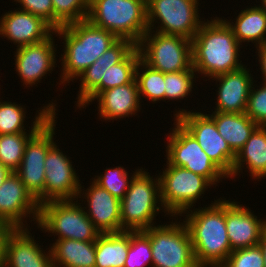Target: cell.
<instances>
[{
    "label": "cell",
    "mask_w": 266,
    "mask_h": 267,
    "mask_svg": "<svg viewBox=\"0 0 266 267\" xmlns=\"http://www.w3.org/2000/svg\"><path fill=\"white\" fill-rule=\"evenodd\" d=\"M54 33L42 18L23 10H10L0 19V36L17 47L41 42Z\"/></svg>",
    "instance_id": "d6986e66"
},
{
    "label": "cell",
    "mask_w": 266,
    "mask_h": 267,
    "mask_svg": "<svg viewBox=\"0 0 266 267\" xmlns=\"http://www.w3.org/2000/svg\"><path fill=\"white\" fill-rule=\"evenodd\" d=\"M56 104H46L35 115L31 130L28 133H12L0 135V162L11 172H15L22 161L24 148L29 138L54 114Z\"/></svg>",
    "instance_id": "cb8c5ba5"
},
{
    "label": "cell",
    "mask_w": 266,
    "mask_h": 267,
    "mask_svg": "<svg viewBox=\"0 0 266 267\" xmlns=\"http://www.w3.org/2000/svg\"><path fill=\"white\" fill-rule=\"evenodd\" d=\"M49 247L54 267H95V242L62 239Z\"/></svg>",
    "instance_id": "4316f807"
},
{
    "label": "cell",
    "mask_w": 266,
    "mask_h": 267,
    "mask_svg": "<svg viewBox=\"0 0 266 267\" xmlns=\"http://www.w3.org/2000/svg\"><path fill=\"white\" fill-rule=\"evenodd\" d=\"M91 183L87 190H81V185L77 197V200L81 196L87 199V207H84L87 217L100 233L121 232L120 200L94 181Z\"/></svg>",
    "instance_id": "ffe728a7"
},
{
    "label": "cell",
    "mask_w": 266,
    "mask_h": 267,
    "mask_svg": "<svg viewBox=\"0 0 266 267\" xmlns=\"http://www.w3.org/2000/svg\"><path fill=\"white\" fill-rule=\"evenodd\" d=\"M143 231L150 238L152 267H198L184 222L154 224Z\"/></svg>",
    "instance_id": "9c48e42d"
},
{
    "label": "cell",
    "mask_w": 266,
    "mask_h": 267,
    "mask_svg": "<svg viewBox=\"0 0 266 267\" xmlns=\"http://www.w3.org/2000/svg\"><path fill=\"white\" fill-rule=\"evenodd\" d=\"M221 267H265L259 245L233 250Z\"/></svg>",
    "instance_id": "8d00e7d4"
},
{
    "label": "cell",
    "mask_w": 266,
    "mask_h": 267,
    "mask_svg": "<svg viewBox=\"0 0 266 267\" xmlns=\"http://www.w3.org/2000/svg\"><path fill=\"white\" fill-rule=\"evenodd\" d=\"M244 164L254 180L266 177V126H258L238 151L229 178L239 175Z\"/></svg>",
    "instance_id": "d4e9b609"
},
{
    "label": "cell",
    "mask_w": 266,
    "mask_h": 267,
    "mask_svg": "<svg viewBox=\"0 0 266 267\" xmlns=\"http://www.w3.org/2000/svg\"><path fill=\"white\" fill-rule=\"evenodd\" d=\"M27 228H17L7 239L4 267H54L50 248L46 253Z\"/></svg>",
    "instance_id": "7402d4cb"
},
{
    "label": "cell",
    "mask_w": 266,
    "mask_h": 267,
    "mask_svg": "<svg viewBox=\"0 0 266 267\" xmlns=\"http://www.w3.org/2000/svg\"><path fill=\"white\" fill-rule=\"evenodd\" d=\"M174 121V128L167 138L166 162L199 174L213 185L222 178H229L203 151L195 137L176 119Z\"/></svg>",
    "instance_id": "8fae6325"
},
{
    "label": "cell",
    "mask_w": 266,
    "mask_h": 267,
    "mask_svg": "<svg viewBox=\"0 0 266 267\" xmlns=\"http://www.w3.org/2000/svg\"><path fill=\"white\" fill-rule=\"evenodd\" d=\"M198 1L146 0L148 30L156 29V32L192 40L204 22L198 13ZM156 22L160 23L157 28Z\"/></svg>",
    "instance_id": "30bf717a"
},
{
    "label": "cell",
    "mask_w": 266,
    "mask_h": 267,
    "mask_svg": "<svg viewBox=\"0 0 266 267\" xmlns=\"http://www.w3.org/2000/svg\"><path fill=\"white\" fill-rule=\"evenodd\" d=\"M139 170V168L135 170L130 177L127 170L122 166L106 168L104 175L95 176L92 180L100 187L106 189L111 195L121 200L126 194L133 176Z\"/></svg>",
    "instance_id": "d6a6232c"
},
{
    "label": "cell",
    "mask_w": 266,
    "mask_h": 267,
    "mask_svg": "<svg viewBox=\"0 0 266 267\" xmlns=\"http://www.w3.org/2000/svg\"><path fill=\"white\" fill-rule=\"evenodd\" d=\"M133 42L118 39L110 48L89 66L79 77L81 83L77 97L78 108L87 107L102 92V78L109 67L122 62L135 48Z\"/></svg>",
    "instance_id": "2e32d148"
},
{
    "label": "cell",
    "mask_w": 266,
    "mask_h": 267,
    "mask_svg": "<svg viewBox=\"0 0 266 267\" xmlns=\"http://www.w3.org/2000/svg\"><path fill=\"white\" fill-rule=\"evenodd\" d=\"M90 0H52L54 30L87 19Z\"/></svg>",
    "instance_id": "1f68e13d"
},
{
    "label": "cell",
    "mask_w": 266,
    "mask_h": 267,
    "mask_svg": "<svg viewBox=\"0 0 266 267\" xmlns=\"http://www.w3.org/2000/svg\"><path fill=\"white\" fill-rule=\"evenodd\" d=\"M236 21L230 22L223 19L232 29L237 41L255 43V47L263 45L266 42V12L259 6L255 5L241 10Z\"/></svg>",
    "instance_id": "83f0119b"
},
{
    "label": "cell",
    "mask_w": 266,
    "mask_h": 267,
    "mask_svg": "<svg viewBox=\"0 0 266 267\" xmlns=\"http://www.w3.org/2000/svg\"><path fill=\"white\" fill-rule=\"evenodd\" d=\"M40 204L26 189L19 176L11 172L0 185V222L15 229L26 228V217L38 221ZM32 215V216H31ZM25 219V221H24ZM26 226V227H25Z\"/></svg>",
    "instance_id": "9a60e30c"
},
{
    "label": "cell",
    "mask_w": 266,
    "mask_h": 267,
    "mask_svg": "<svg viewBox=\"0 0 266 267\" xmlns=\"http://www.w3.org/2000/svg\"><path fill=\"white\" fill-rule=\"evenodd\" d=\"M215 122L218 133L226 140L231 150L237 154L245 145L258 125L246 113L208 114Z\"/></svg>",
    "instance_id": "484cf974"
},
{
    "label": "cell",
    "mask_w": 266,
    "mask_h": 267,
    "mask_svg": "<svg viewBox=\"0 0 266 267\" xmlns=\"http://www.w3.org/2000/svg\"><path fill=\"white\" fill-rule=\"evenodd\" d=\"M256 51L255 53L257 54V58H258V62L261 65L260 66V71L262 72V83L265 82L266 83V42L263 45L257 46L256 47Z\"/></svg>",
    "instance_id": "60d3db41"
},
{
    "label": "cell",
    "mask_w": 266,
    "mask_h": 267,
    "mask_svg": "<svg viewBox=\"0 0 266 267\" xmlns=\"http://www.w3.org/2000/svg\"><path fill=\"white\" fill-rule=\"evenodd\" d=\"M20 105L11 101H0V135L27 133L24 129L26 108Z\"/></svg>",
    "instance_id": "d590c367"
},
{
    "label": "cell",
    "mask_w": 266,
    "mask_h": 267,
    "mask_svg": "<svg viewBox=\"0 0 266 267\" xmlns=\"http://www.w3.org/2000/svg\"><path fill=\"white\" fill-rule=\"evenodd\" d=\"M130 231L101 233L95 241V267H124Z\"/></svg>",
    "instance_id": "f1b7e54d"
},
{
    "label": "cell",
    "mask_w": 266,
    "mask_h": 267,
    "mask_svg": "<svg viewBox=\"0 0 266 267\" xmlns=\"http://www.w3.org/2000/svg\"><path fill=\"white\" fill-rule=\"evenodd\" d=\"M53 35L45 40L31 45L18 47L15 52V71L24 85L30 87L38 84L56 67V45Z\"/></svg>",
    "instance_id": "e0dca14e"
},
{
    "label": "cell",
    "mask_w": 266,
    "mask_h": 267,
    "mask_svg": "<svg viewBox=\"0 0 266 267\" xmlns=\"http://www.w3.org/2000/svg\"><path fill=\"white\" fill-rule=\"evenodd\" d=\"M261 4L262 5L260 7L266 12V0H262Z\"/></svg>",
    "instance_id": "ee69618b"
},
{
    "label": "cell",
    "mask_w": 266,
    "mask_h": 267,
    "mask_svg": "<svg viewBox=\"0 0 266 267\" xmlns=\"http://www.w3.org/2000/svg\"><path fill=\"white\" fill-rule=\"evenodd\" d=\"M56 113H54L28 140L24 155L15 173L30 194L37 200L45 187L44 161L54 142Z\"/></svg>",
    "instance_id": "7c38bea8"
},
{
    "label": "cell",
    "mask_w": 266,
    "mask_h": 267,
    "mask_svg": "<svg viewBox=\"0 0 266 267\" xmlns=\"http://www.w3.org/2000/svg\"><path fill=\"white\" fill-rule=\"evenodd\" d=\"M87 19L135 45L148 31L146 0H90Z\"/></svg>",
    "instance_id": "277c9868"
},
{
    "label": "cell",
    "mask_w": 266,
    "mask_h": 267,
    "mask_svg": "<svg viewBox=\"0 0 266 267\" xmlns=\"http://www.w3.org/2000/svg\"><path fill=\"white\" fill-rule=\"evenodd\" d=\"M44 193L37 199L41 205L51 200H76L81 188L72 161L54 144L48 151L45 161Z\"/></svg>",
    "instance_id": "5bb4252c"
},
{
    "label": "cell",
    "mask_w": 266,
    "mask_h": 267,
    "mask_svg": "<svg viewBox=\"0 0 266 267\" xmlns=\"http://www.w3.org/2000/svg\"><path fill=\"white\" fill-rule=\"evenodd\" d=\"M160 174L161 203L165 215L170 217L184 216V212L194 206L205 190L213 186L207 178L168 162Z\"/></svg>",
    "instance_id": "ba28073f"
},
{
    "label": "cell",
    "mask_w": 266,
    "mask_h": 267,
    "mask_svg": "<svg viewBox=\"0 0 266 267\" xmlns=\"http://www.w3.org/2000/svg\"><path fill=\"white\" fill-rule=\"evenodd\" d=\"M191 41L192 67L204 77L210 79L244 66L239 62L242 44L222 18L204 20Z\"/></svg>",
    "instance_id": "6da1fadb"
},
{
    "label": "cell",
    "mask_w": 266,
    "mask_h": 267,
    "mask_svg": "<svg viewBox=\"0 0 266 267\" xmlns=\"http://www.w3.org/2000/svg\"><path fill=\"white\" fill-rule=\"evenodd\" d=\"M21 5L20 10L42 18L54 29V8L52 0H14Z\"/></svg>",
    "instance_id": "f35d334b"
},
{
    "label": "cell",
    "mask_w": 266,
    "mask_h": 267,
    "mask_svg": "<svg viewBox=\"0 0 266 267\" xmlns=\"http://www.w3.org/2000/svg\"><path fill=\"white\" fill-rule=\"evenodd\" d=\"M137 47L141 59L164 74L192 67V41L186 37L148 30Z\"/></svg>",
    "instance_id": "52a82bcc"
},
{
    "label": "cell",
    "mask_w": 266,
    "mask_h": 267,
    "mask_svg": "<svg viewBox=\"0 0 266 267\" xmlns=\"http://www.w3.org/2000/svg\"><path fill=\"white\" fill-rule=\"evenodd\" d=\"M146 265L152 267L150 238L143 230L130 231V245L124 267H145Z\"/></svg>",
    "instance_id": "836d02e7"
},
{
    "label": "cell",
    "mask_w": 266,
    "mask_h": 267,
    "mask_svg": "<svg viewBox=\"0 0 266 267\" xmlns=\"http://www.w3.org/2000/svg\"><path fill=\"white\" fill-rule=\"evenodd\" d=\"M77 202V200H51L42 203L37 227L45 233L58 235L57 240L95 242L101 233L87 217L83 205H80L82 203Z\"/></svg>",
    "instance_id": "8992f818"
},
{
    "label": "cell",
    "mask_w": 266,
    "mask_h": 267,
    "mask_svg": "<svg viewBox=\"0 0 266 267\" xmlns=\"http://www.w3.org/2000/svg\"><path fill=\"white\" fill-rule=\"evenodd\" d=\"M135 79L140 99L146 96L149 101L155 103L162 99L165 101V74L163 72L150 67L140 58L135 70Z\"/></svg>",
    "instance_id": "f546056e"
},
{
    "label": "cell",
    "mask_w": 266,
    "mask_h": 267,
    "mask_svg": "<svg viewBox=\"0 0 266 267\" xmlns=\"http://www.w3.org/2000/svg\"><path fill=\"white\" fill-rule=\"evenodd\" d=\"M10 173L11 171L0 162V185L4 182V180Z\"/></svg>",
    "instance_id": "7bdbcfd3"
},
{
    "label": "cell",
    "mask_w": 266,
    "mask_h": 267,
    "mask_svg": "<svg viewBox=\"0 0 266 267\" xmlns=\"http://www.w3.org/2000/svg\"><path fill=\"white\" fill-rule=\"evenodd\" d=\"M214 201L208 207L184 212L183 222L189 231L198 267H221L232 252L225 222V199Z\"/></svg>",
    "instance_id": "7a4b0ae2"
},
{
    "label": "cell",
    "mask_w": 266,
    "mask_h": 267,
    "mask_svg": "<svg viewBox=\"0 0 266 267\" xmlns=\"http://www.w3.org/2000/svg\"><path fill=\"white\" fill-rule=\"evenodd\" d=\"M15 228L0 222V267H4L7 239Z\"/></svg>",
    "instance_id": "ab89813d"
},
{
    "label": "cell",
    "mask_w": 266,
    "mask_h": 267,
    "mask_svg": "<svg viewBox=\"0 0 266 267\" xmlns=\"http://www.w3.org/2000/svg\"><path fill=\"white\" fill-rule=\"evenodd\" d=\"M196 71L193 67L189 70L166 73L165 74V100H179L187 98L192 92L193 84L196 79Z\"/></svg>",
    "instance_id": "e575fe53"
},
{
    "label": "cell",
    "mask_w": 266,
    "mask_h": 267,
    "mask_svg": "<svg viewBox=\"0 0 266 267\" xmlns=\"http://www.w3.org/2000/svg\"><path fill=\"white\" fill-rule=\"evenodd\" d=\"M259 246L262 249L263 255H264V264L266 267V228L263 230L260 241H259Z\"/></svg>",
    "instance_id": "b9f144b4"
},
{
    "label": "cell",
    "mask_w": 266,
    "mask_h": 267,
    "mask_svg": "<svg viewBox=\"0 0 266 267\" xmlns=\"http://www.w3.org/2000/svg\"><path fill=\"white\" fill-rule=\"evenodd\" d=\"M174 116V119L195 137L209 158L230 177L236 154L218 133L214 120L208 114L187 109L176 111Z\"/></svg>",
    "instance_id": "4fadbf2b"
},
{
    "label": "cell",
    "mask_w": 266,
    "mask_h": 267,
    "mask_svg": "<svg viewBox=\"0 0 266 267\" xmlns=\"http://www.w3.org/2000/svg\"><path fill=\"white\" fill-rule=\"evenodd\" d=\"M95 99L99 102L97 108L100 119L107 121L136 116L142 106L136 79L131 83L104 90Z\"/></svg>",
    "instance_id": "603a6c76"
},
{
    "label": "cell",
    "mask_w": 266,
    "mask_h": 267,
    "mask_svg": "<svg viewBox=\"0 0 266 267\" xmlns=\"http://www.w3.org/2000/svg\"><path fill=\"white\" fill-rule=\"evenodd\" d=\"M249 70L244 65L237 70L210 78L219 82L217 86V103L214 111L245 113L250 89L254 84L253 82H255Z\"/></svg>",
    "instance_id": "44dd1931"
},
{
    "label": "cell",
    "mask_w": 266,
    "mask_h": 267,
    "mask_svg": "<svg viewBox=\"0 0 266 267\" xmlns=\"http://www.w3.org/2000/svg\"><path fill=\"white\" fill-rule=\"evenodd\" d=\"M140 58V51L136 47L122 62L109 67L102 78V91L131 83L135 79Z\"/></svg>",
    "instance_id": "4dcf8cb0"
},
{
    "label": "cell",
    "mask_w": 266,
    "mask_h": 267,
    "mask_svg": "<svg viewBox=\"0 0 266 267\" xmlns=\"http://www.w3.org/2000/svg\"><path fill=\"white\" fill-rule=\"evenodd\" d=\"M55 34L64 40L60 85L79 79L118 40L114 34L95 26L88 19L62 26L54 30Z\"/></svg>",
    "instance_id": "3957f363"
},
{
    "label": "cell",
    "mask_w": 266,
    "mask_h": 267,
    "mask_svg": "<svg viewBox=\"0 0 266 267\" xmlns=\"http://www.w3.org/2000/svg\"><path fill=\"white\" fill-rule=\"evenodd\" d=\"M155 178L142 167L133 176L126 194L120 200L121 231L148 229L153 226L160 210L166 212L161 203L159 176Z\"/></svg>",
    "instance_id": "5b68a950"
},
{
    "label": "cell",
    "mask_w": 266,
    "mask_h": 267,
    "mask_svg": "<svg viewBox=\"0 0 266 267\" xmlns=\"http://www.w3.org/2000/svg\"><path fill=\"white\" fill-rule=\"evenodd\" d=\"M255 89L251 86L245 113L258 125L266 126V83Z\"/></svg>",
    "instance_id": "74e56055"
},
{
    "label": "cell",
    "mask_w": 266,
    "mask_h": 267,
    "mask_svg": "<svg viewBox=\"0 0 266 267\" xmlns=\"http://www.w3.org/2000/svg\"><path fill=\"white\" fill-rule=\"evenodd\" d=\"M251 211L225 198V222L232 251L259 245L266 219H258Z\"/></svg>",
    "instance_id": "ac0fdd59"
}]
</instances>
